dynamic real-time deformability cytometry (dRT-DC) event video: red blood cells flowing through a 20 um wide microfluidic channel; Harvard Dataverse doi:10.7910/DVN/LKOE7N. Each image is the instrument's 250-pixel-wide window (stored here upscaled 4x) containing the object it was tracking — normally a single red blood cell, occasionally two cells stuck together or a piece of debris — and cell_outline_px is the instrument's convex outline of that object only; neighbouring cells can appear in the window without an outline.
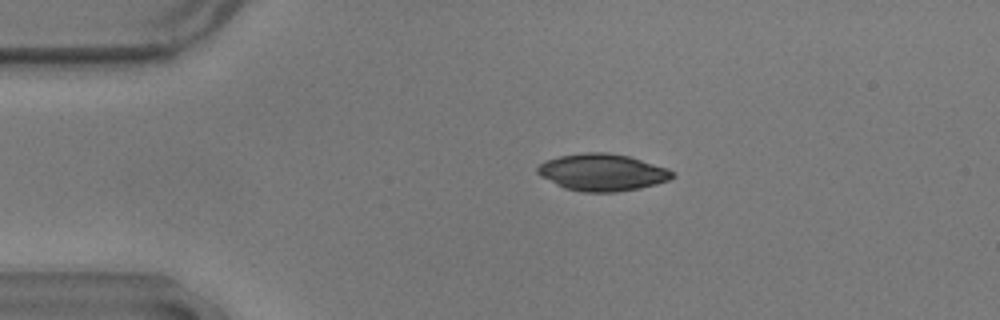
{"species": "common noctule bat (a hibernating species)", "species_latin": "Nyctalus noctula", "temperature_condition": "warm", "stored_images_in_passage": 55, "camera_frame_rate_fps": 3000, "um_per_image_px": 0.085, "animal": {"sex": "male", "body_mass_g": 17.9}, "frame": {"image": 1, "passage_image": 11, "time_ms": 3.333, "image_size_px": [1000, 320], "cell_outline_px": [[676, 176], [668, 180], [656, 184], [640, 188], [616, 192], [584, 192], [564, 188], [540, 176], [536, 172], [536, 168], [540, 164], [548, 160], [560, 156], [584, 152], [608, 152], [628, 156], [668, 168]], "centroid_in_image_um": [51.19, 14.65], "position_along_channel_um": 33.8, "area_um2": 29.02}}
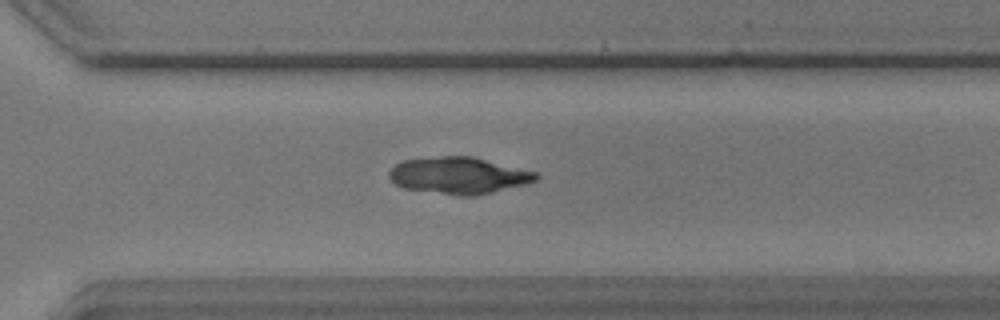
{"frame": {"image": 2, "passage_image": 39, "time_ms": 12.667, "image_size_px": [1000, 320], "cell_outline_px": [[540, 176], [536, 180], [528, 184], [476, 196], [456, 196], [404, 188], [396, 184], [388, 176], [388, 172], [400, 160], [440, 156], [472, 156], [536, 172]], "centroid_in_image_um": [39.0, 14.92], "position_along_channel_um": 331.6, "area_um2": 31.67}}
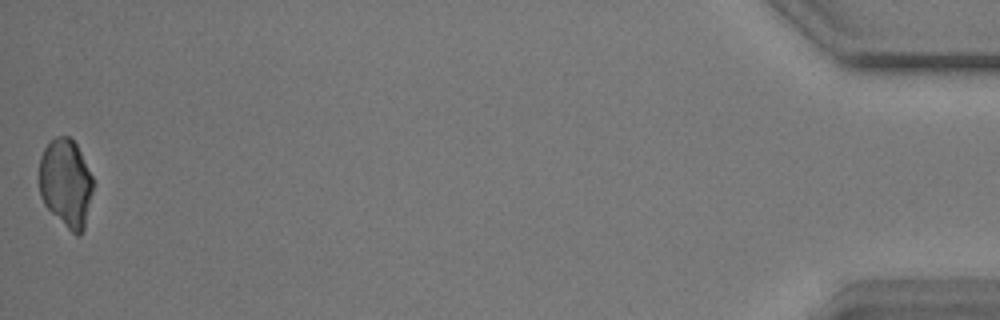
{"frame": {"image": 3, "passage_image": 55, "time_ms": 18.0, "image_size_px": [1000, 320], "cell_outline_px": [[92, 192], [84, 228], [80, 236], [76, 236], [44, 204], [40, 196], [40, 156], [44, 148], [56, 136], [68, 136], [76, 144], [92, 176]], "centroid_in_image_um": [5.59, 15.55], "position_along_channel_um": 429.6, "area_um2": 27.22}}